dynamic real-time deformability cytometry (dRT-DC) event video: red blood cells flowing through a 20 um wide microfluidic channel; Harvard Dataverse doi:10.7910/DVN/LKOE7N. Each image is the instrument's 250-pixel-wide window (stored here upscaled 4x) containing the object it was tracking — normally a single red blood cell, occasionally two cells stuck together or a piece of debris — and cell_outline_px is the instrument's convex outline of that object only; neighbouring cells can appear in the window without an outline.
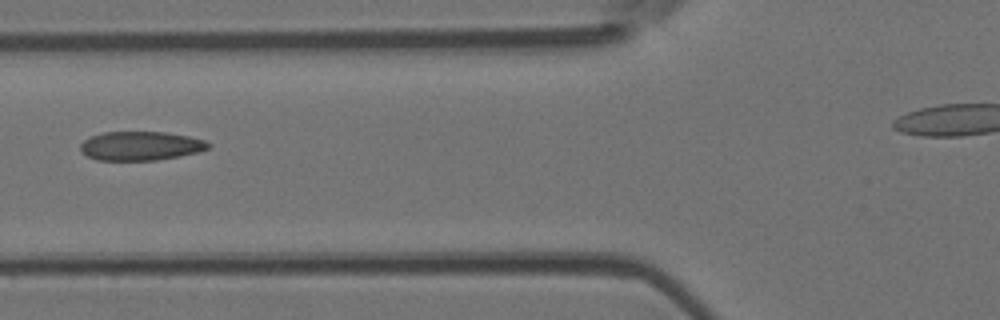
{"species": "Egyptian fruit bat (a non-hibernating species)", "species_latin": "Rousettus aegyptiacus", "temperature_condition": "room temperature", "stored_images_in_passage": 3, "camera_frame_rate_fps": 3000, "um_per_image_px": 0.085, "animal": {"sex": "female"}, "frame": {"image": 1, "passage_image": 2, "time_ms": 1.333, "image_size_px": [1000, 320], "cell_outline_px": [[212, 144], [208, 148], [196, 152], [180, 156], [156, 160], [96, 160], [88, 156], [80, 148], [80, 144], [84, 140], [92, 136], [104, 132], [168, 132], [188, 136], [204, 140]], "centroid_in_image_um": [11.97, 12.4], "position_along_channel_um": 113.8, "area_um2": 21.44}}
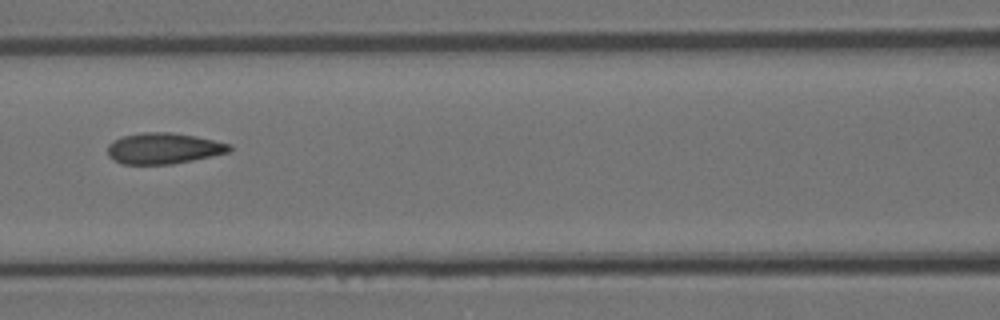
{"frame": {"image": 2, "passage_image": 3, "time_ms": 2.333, "image_size_px": [1000, 320], "cell_outline_px": [[232, 148], [228, 152], [192, 160], [172, 164], [120, 164], [108, 156], [108, 144], [112, 140], [120, 136], [144, 132], [172, 132], [196, 136], [232, 144]], "centroid_in_image_um": [13.87, 12.6], "position_along_channel_um": 152.7, "area_um2": 22.14}}